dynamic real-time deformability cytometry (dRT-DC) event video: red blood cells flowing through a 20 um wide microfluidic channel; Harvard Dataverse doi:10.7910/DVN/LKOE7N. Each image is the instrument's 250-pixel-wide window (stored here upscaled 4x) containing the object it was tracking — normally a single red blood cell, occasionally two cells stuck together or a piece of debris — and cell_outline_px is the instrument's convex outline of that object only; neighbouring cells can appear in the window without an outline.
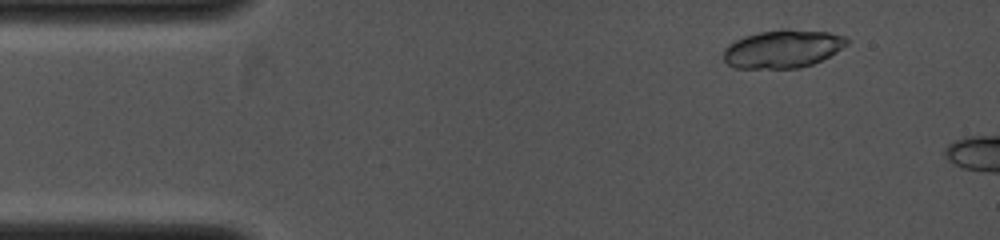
{"species": "common noctule bat (a hibernating species)", "species_latin": "Nyctalus noctula", "temperature_condition": "cold", "stored_images_in_passage": 5, "camera_frame_rate_fps": 4000, "um_per_image_px": 0.085, "animal": {"sex": "female", "body_mass_g": 19.0, "forearm_length_mm": 53.3}, "frame": {"image": 1, "passage_image": 2, "time_ms": 0.75, "image_size_px": [1000, 240], "cell_outline_px": [[848, 44], [836, 52], [812, 64], [800, 68], [736, 68], [728, 64], [724, 60], [724, 48], [728, 44], [744, 36], [760, 32], [784, 28], [788, 28], [828, 32], [844, 36], [848, 40]], "centroid_in_image_um": [66.53, 4.14], "position_along_channel_um": 18.5, "area_um2": 27.4}}